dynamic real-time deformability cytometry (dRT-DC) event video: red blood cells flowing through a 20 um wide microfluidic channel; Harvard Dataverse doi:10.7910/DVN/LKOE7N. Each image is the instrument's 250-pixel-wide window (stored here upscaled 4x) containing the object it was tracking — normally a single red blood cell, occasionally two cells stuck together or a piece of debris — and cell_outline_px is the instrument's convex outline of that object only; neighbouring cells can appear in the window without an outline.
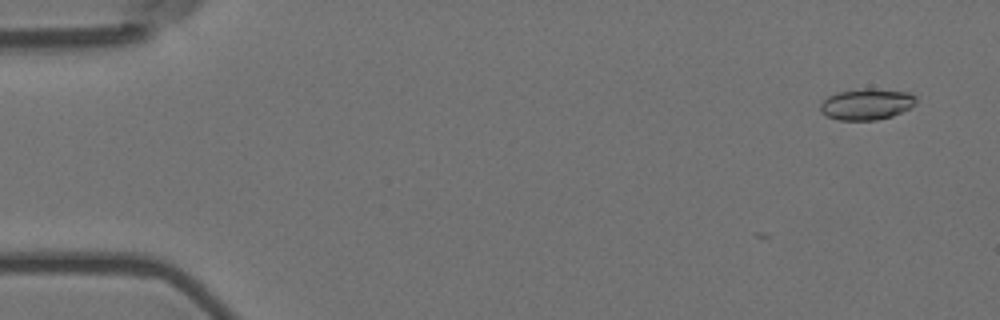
{"species": "Egyptian fruit bat (a non-hibernating species)", "species_latin": "Rousettus aegyptiacus", "temperature_condition": "room temperature", "stored_images_in_passage": 10, "camera_frame_rate_fps": 3000, "um_per_image_px": 0.085, "animal": {"sex": "female"}, "frame": {"image": 1, "passage_image": 4, "time_ms": 1.0, "image_size_px": [1000, 320], "cell_outline_px": [[916, 104], [892, 116], [876, 120], [840, 120], [824, 116], [820, 112], [820, 104], [828, 96], [836, 92], [864, 88], [872, 88], [908, 92], [916, 96]], "centroid_in_image_um": [73.63, 8.85], "position_along_channel_um": 11.4, "area_um2": 17.51}}